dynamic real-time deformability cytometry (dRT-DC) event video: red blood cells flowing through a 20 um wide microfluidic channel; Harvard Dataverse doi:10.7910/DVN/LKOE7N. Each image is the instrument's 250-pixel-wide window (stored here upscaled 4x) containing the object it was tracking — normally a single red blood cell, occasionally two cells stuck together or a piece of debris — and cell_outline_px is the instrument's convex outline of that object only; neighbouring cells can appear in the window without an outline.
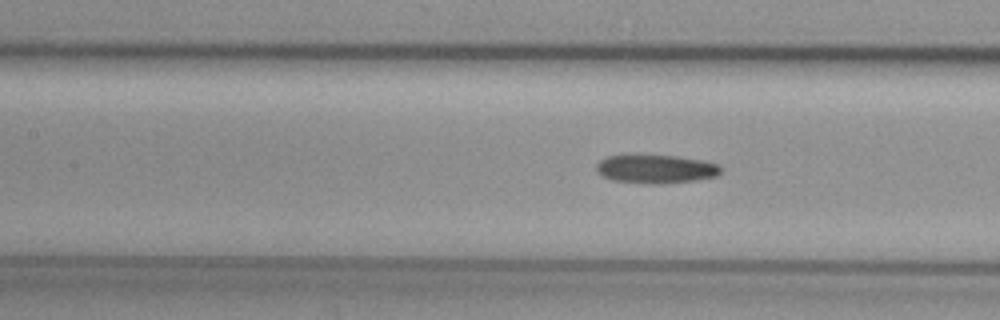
{"species": "common noctule bat (a hibernating species)", "species_latin": "Nyctalus noctula", "temperature_condition": "cold", "stored_images_in_passage": 9, "segment_of_instrument_passage": [2, 2], "camera_frame_rate_fps": 3000, "um_per_image_px": 0.085, "animal": {"sex": "female", "body_mass_g": 29.2, "forearm_length_mm": 56.3}, "frame": {"image": 1, "passage_image": 9, "time_ms": 10.333, "image_size_px": [1000, 320], "cell_outline_px": [[724, 168], [716, 176], [696, 180], [656, 184], [648, 184], [612, 180], [604, 176], [596, 168], [596, 164], [600, 160], [608, 156], [676, 156], [704, 160], [720, 164]], "centroid_in_image_um": [55.82, 14.37], "position_along_channel_um": 151.6, "area_um2": 20.52}}